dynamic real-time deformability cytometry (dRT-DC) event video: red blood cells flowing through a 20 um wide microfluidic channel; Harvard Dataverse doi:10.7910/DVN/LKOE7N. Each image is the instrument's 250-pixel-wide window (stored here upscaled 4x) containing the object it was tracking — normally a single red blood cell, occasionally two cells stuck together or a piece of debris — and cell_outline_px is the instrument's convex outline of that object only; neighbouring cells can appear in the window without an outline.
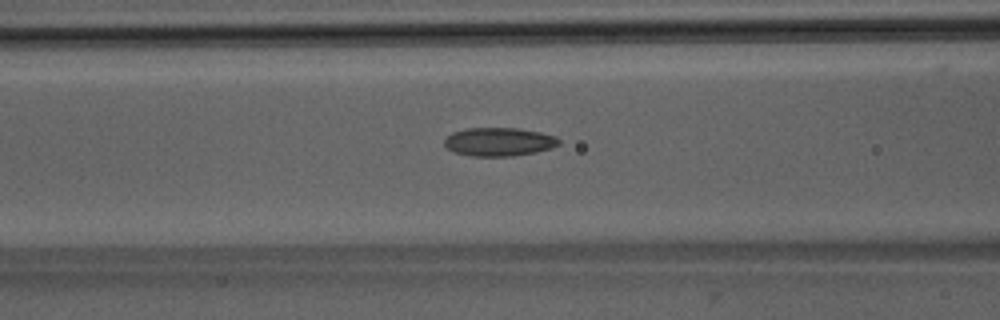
{"species": "Egyptian fruit bat (a non-hibernating species)", "species_latin": "Rousettus aegyptiacus", "temperature_condition": "room temperature", "stored_images_in_passage": 52, "camera_frame_rate_fps": 3000, "um_per_image_px": 0.085, "animal": {"sex": "male"}, "frame": {"image": 1, "passage_image": 22, "time_ms": 7.0, "image_size_px": [1000, 320], "cell_outline_px": [[560, 144], [552, 148], [536, 152], [512, 156], [472, 156], [452, 152], [444, 144], [444, 140], [452, 132], [464, 128], [520, 128], [540, 132], [556, 136], [560, 140]], "centroid_in_image_um": [42.42, 12.05], "position_along_channel_um": 124.2, "area_um2": 19.19}}
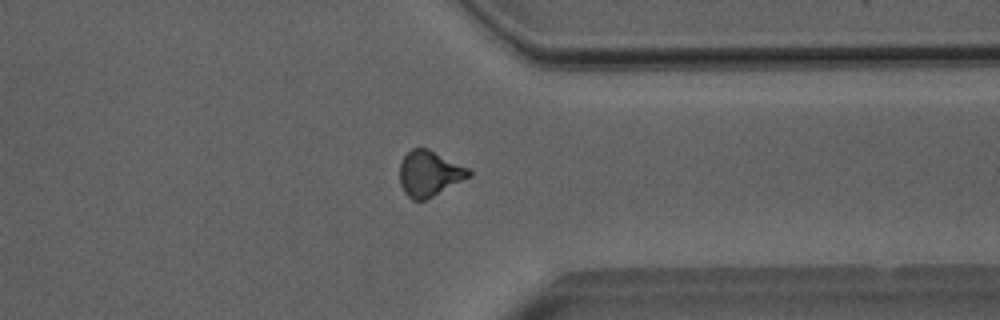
{"frame": {"image": 2, "passage_image": 41, "time_ms": 13.333, "image_size_px": [1000, 320], "cell_outline_px": [[472, 176], [424, 200], [412, 200], [404, 192], [400, 184], [400, 164], [404, 156], [412, 148], [428, 148], [472, 168]], "centroid_in_image_um": [36.54, 14.73], "position_along_channel_um": 374.9, "area_um2": 18.55}}
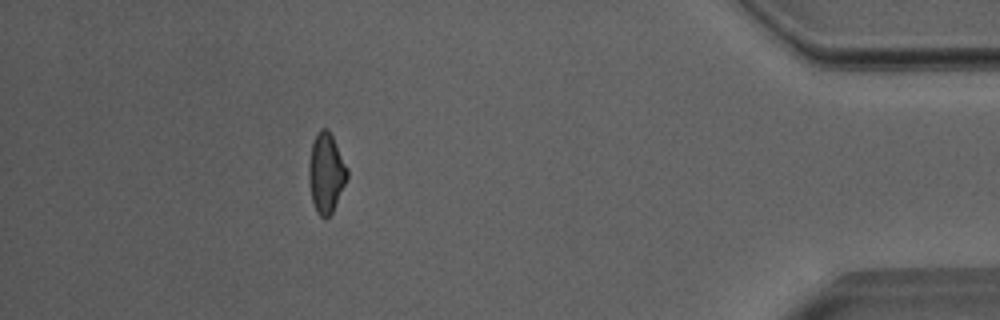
{"frame": {"image": 3, "passage_image": 47, "time_ms": 15.333, "image_size_px": [1000, 320], "cell_outline_px": [[348, 176], [332, 212], [328, 216], [320, 216], [316, 212], [312, 200], [308, 180], [308, 164], [312, 140], [320, 128], [328, 128], [348, 168]], "centroid_in_image_um": [27.69, 14.66], "position_along_channel_um": 407.5, "area_um2": 17.8}, "authors_computed_cell_mechanics": {"area_um2": 18.7272, "velocity_mm_per_s": 4.0078, "shape_relaxation_time_tau1_ms": null, "shape_relaxation_time_tau2_ms": 2.3251, "deformation_change_tau1": null, "deformation_change_tau2": 0.1056}}